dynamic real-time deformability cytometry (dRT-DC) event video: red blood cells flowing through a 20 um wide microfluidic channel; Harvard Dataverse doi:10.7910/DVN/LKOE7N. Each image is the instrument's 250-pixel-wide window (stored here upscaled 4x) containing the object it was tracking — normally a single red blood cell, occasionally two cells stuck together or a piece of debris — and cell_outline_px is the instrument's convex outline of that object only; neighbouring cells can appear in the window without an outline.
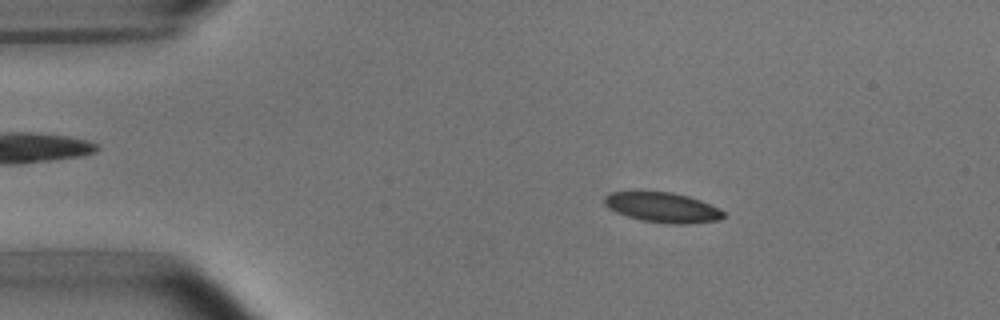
{"species": "common noctule bat (a hibernating species)", "species_latin": "Nyctalus noctula", "temperature_condition": "room temperature", "stored_images_in_passage": 47, "camera_frame_rate_fps": 3000, "um_per_image_px": 0.085, "animal": {"sex": "male", "body_mass_g": 15.6}, "frame": {"image": 1, "passage_image": 3, "time_ms": 0.667, "image_size_px": [1000, 320], "cell_outline_px": [[724, 216], [720, 220], [680, 224], [668, 224], [644, 220], [628, 216], [616, 212], [608, 208], [604, 204], [604, 196], [608, 192], [672, 192], [688, 196], [700, 200], [720, 208], [724, 212]], "centroid_in_image_um": [56.32, 17.62], "position_along_channel_um": 28.7, "area_um2": 20.69}}
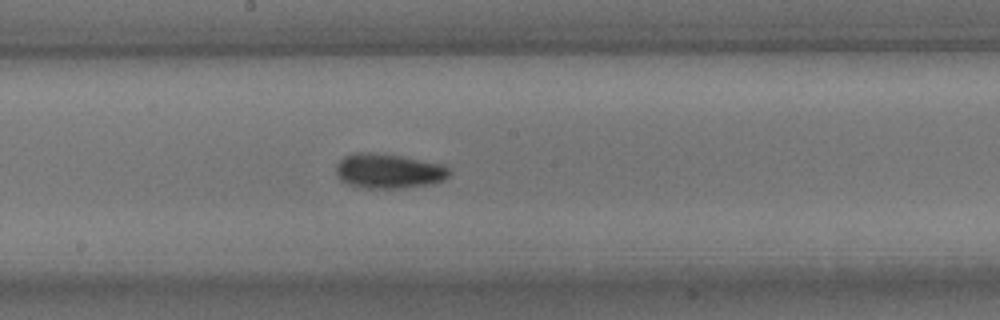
{"frame": {"image": 2, "passage_image": 22, "time_ms": 7.0, "image_size_px": [1000, 320], "cell_outline_px": [[452, 172], [444, 180], [428, 184], [400, 188], [368, 188], [348, 184], [340, 180], [336, 176], [336, 164], [344, 156], [356, 152], [368, 152], [400, 156], [440, 164], [448, 168]], "centroid_in_image_um": [32.99, 14.54], "position_along_channel_um": 215.2, "area_um2": 22.72}}
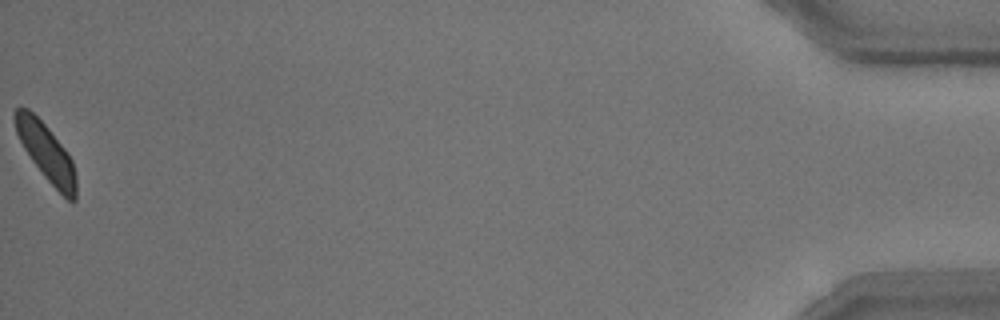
{"frame": {"image": 3, "passage_image": 47, "time_ms": 15.333, "image_size_px": [1000, 320], "cell_outline_px": [[76, 200], [72, 204], [44, 176], [32, 160], [24, 148], [16, 132], [12, 120], [12, 112], [16, 108], [28, 108], [48, 128], [68, 152], [72, 160], [76, 176]], "centroid_in_image_um": [3.92, 12.93], "position_along_channel_um": 431.3, "area_um2": 20.29}, "authors_computed_cell_mechanics": {"area_um2": 21.2704, "velocity_mm_per_s": 3.7709, "shape_relaxation_time_tau1_ms": 4.2556, "shape_relaxation_time_tau2_ms": 4.8561, "deformation_change_tau1": 0.1244, "deformation_change_tau2": 0.0969}}